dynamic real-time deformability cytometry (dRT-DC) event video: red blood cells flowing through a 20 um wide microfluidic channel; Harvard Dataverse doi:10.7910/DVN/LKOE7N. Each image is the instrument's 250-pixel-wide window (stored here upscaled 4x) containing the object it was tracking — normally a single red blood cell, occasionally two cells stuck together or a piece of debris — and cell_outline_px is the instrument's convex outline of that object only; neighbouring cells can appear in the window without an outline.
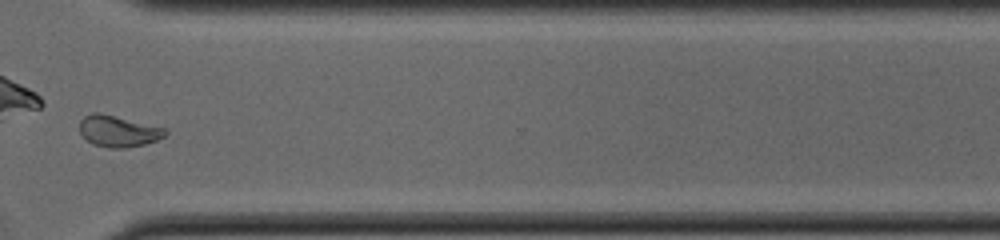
{"species": "common noctule bat (a hibernating species)", "species_latin": "Nyctalus noctula", "temperature_condition": "cold", "stored_images_in_passage": 30, "camera_frame_rate_fps": 3000, "um_per_image_px": 0.085, "animal": {"sex": "male", "body_mass_g": 19.0, "forearm_length_mm": 50.8}, "frame": {"image": 1, "passage_image": 22, "time_ms": 7.0, "image_size_px": [1000, 240], "cell_outline_px": [[168, 132], [164, 136], [156, 140], [144, 144], [128, 148], [108, 148], [92, 144], [80, 132], [80, 120], [84, 116], [92, 112], [100, 112], [164, 128]], "centroid_in_image_um": [10.02, 11.15], "position_along_channel_um": 360.6, "area_um2": 15.55}}